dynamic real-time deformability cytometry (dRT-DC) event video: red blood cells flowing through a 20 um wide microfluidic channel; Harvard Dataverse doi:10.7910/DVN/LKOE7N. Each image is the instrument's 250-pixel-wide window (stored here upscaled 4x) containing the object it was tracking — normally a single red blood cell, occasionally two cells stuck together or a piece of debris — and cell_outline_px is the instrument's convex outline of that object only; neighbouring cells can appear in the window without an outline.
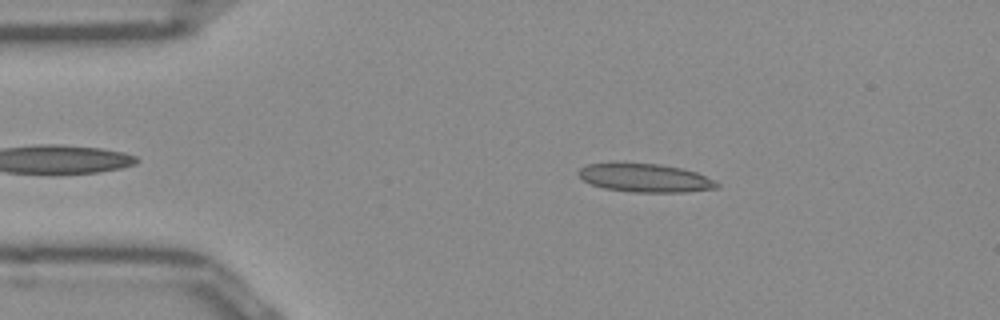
{"species": "Egyptian fruit bat (a non-hibernating species)", "species_latin": "Rousettus aegyptiacus", "temperature_condition": "room temperature", "stored_images_in_passage": 44, "camera_frame_rate_fps": 3000, "um_per_image_px": 0.085, "frame": {"image": 1, "passage_image": 8, "time_ms": 2.333, "image_size_px": [1000, 320], "cell_outline_px": [[720, 188], [688, 192], [628, 192], [604, 188], [592, 184], [584, 180], [576, 172], [580, 168], [588, 164], [660, 164], [680, 168], [696, 172], [716, 180], [720, 184]], "centroid_in_image_um": [54.91, 15.15], "position_along_channel_um": 30.1, "area_um2": 22.77}}
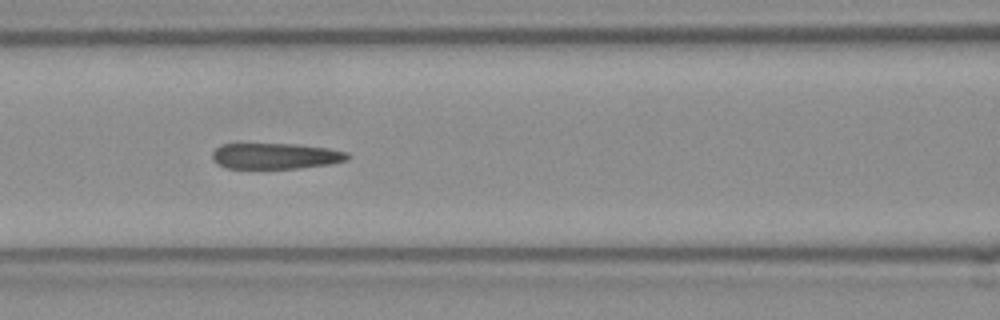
{"frame": {"image": 2, "passage_image": 20, "time_ms": 6.333, "image_size_px": [1000, 320], "cell_outline_px": [[352, 156], [348, 160], [332, 164], [300, 168], [228, 168], [216, 164], [212, 160], [212, 152], [220, 144], [236, 140], [292, 144], [328, 148], [348, 152]], "centroid_in_image_um": [23.34, 13.21], "position_along_channel_um": 143.3, "area_um2": 21.62}}
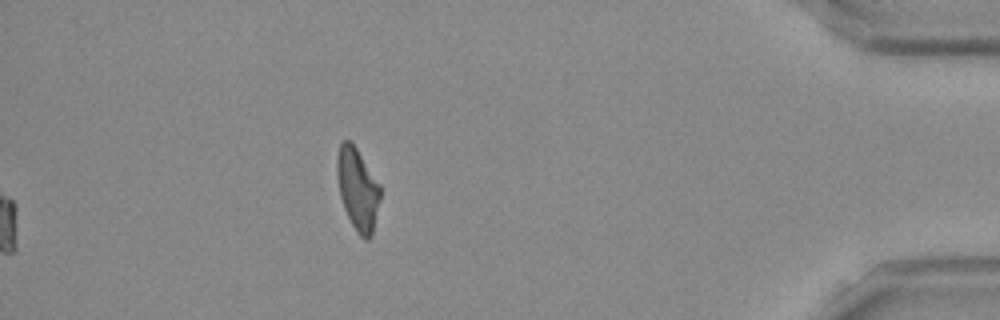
{"frame": {"image": 3, "passage_image": 44, "time_ms": 14.333, "image_size_px": [1000, 320], "cell_outline_px": [[380, 200], [372, 236], [368, 240], [364, 240], [356, 232], [344, 208], [340, 196], [336, 176], [336, 160], [340, 144], [344, 140], [348, 140], [356, 148], [380, 184]], "centroid_in_image_um": [30.39, 16.11], "position_along_channel_um": 404.8, "area_um2": 20.69}, "authors_computed_cell_mechanics": {"area_um2": 22.3686, "velocity_mm_per_s": 3.9253, "shape_relaxation_time_tau1_ms": null, "shape_relaxation_time_tau2_ms": 3.4432, "deformation_change_tau1": null, "deformation_change_tau2": 0.1073}}